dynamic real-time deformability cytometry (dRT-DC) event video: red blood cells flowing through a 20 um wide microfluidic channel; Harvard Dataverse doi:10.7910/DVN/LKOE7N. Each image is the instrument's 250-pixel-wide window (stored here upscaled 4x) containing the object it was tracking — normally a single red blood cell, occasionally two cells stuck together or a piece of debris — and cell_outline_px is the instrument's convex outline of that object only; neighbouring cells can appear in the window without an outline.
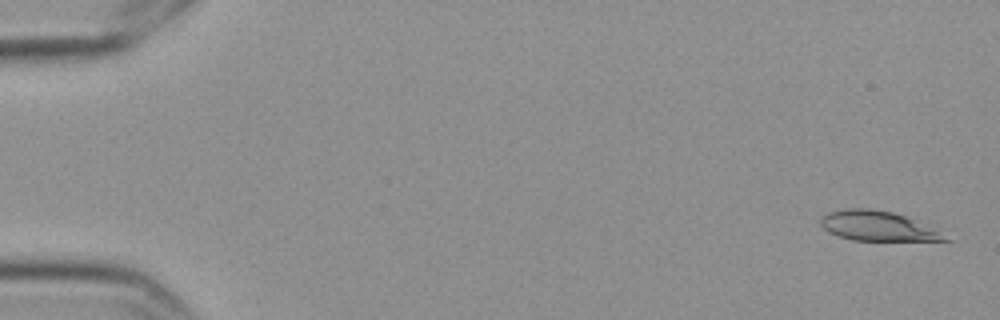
{"species": "Egyptian fruit bat (a non-hibernating species)", "species_latin": "Rousettus aegyptiacus", "temperature_condition": "cold", "stored_images_in_passage": 7, "camera_frame_rate_fps": 3000, "um_per_image_px": 0.085, "frame": {"image": 1, "passage_image": 1, "time_ms": 0.0, "image_size_px": [1000, 320], "cell_outline_px": [[952, 240], [852, 240], [828, 232], [820, 224], [820, 220], [828, 212], [848, 208], [868, 208], [892, 212], [904, 216]], "centroid_in_image_um": [74.45, 19.2], "position_along_channel_um": 10.6, "area_um2": 20.58}}
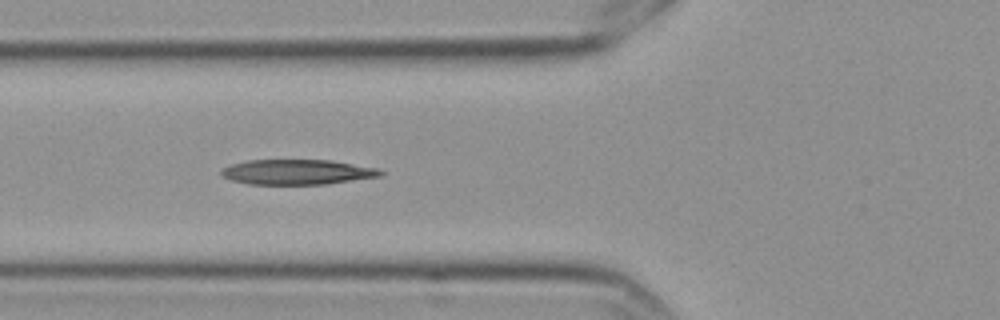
{"frame": {"image": 2, "passage_image": 6, "time_ms": 1.667, "image_size_px": [1000, 320], "cell_outline_px": [[384, 172], [380, 176], [328, 184], [248, 184], [232, 180], [220, 176], [220, 172], [224, 168], [232, 164], [248, 160], [328, 160], [376, 168]], "centroid_in_image_um": [25.22, 14.63], "position_along_channel_um": 100.6, "area_um2": 23.06}}
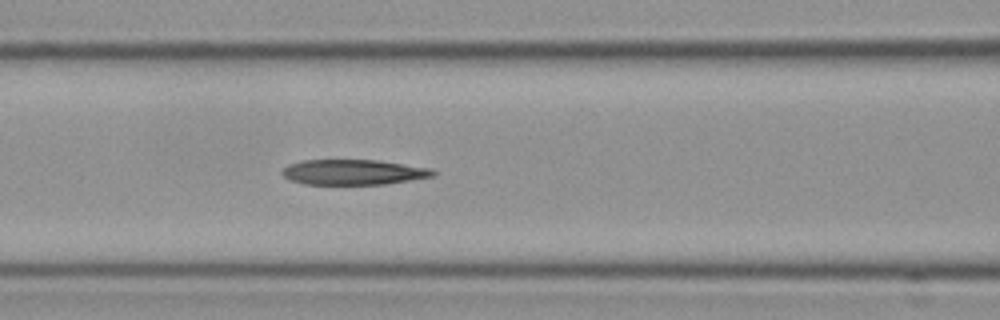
{"frame": {"image": 3, "passage_image": 7, "time_ms": 2.0, "image_size_px": [1000, 320], "cell_outline_px": [[436, 172], [432, 176], [384, 184], [304, 184], [292, 180], [284, 176], [280, 172], [288, 164], [300, 160], [380, 160], [428, 168]], "centroid_in_image_um": [29.98, 14.62], "position_along_channel_um": 136.6, "area_um2": 21.96}}